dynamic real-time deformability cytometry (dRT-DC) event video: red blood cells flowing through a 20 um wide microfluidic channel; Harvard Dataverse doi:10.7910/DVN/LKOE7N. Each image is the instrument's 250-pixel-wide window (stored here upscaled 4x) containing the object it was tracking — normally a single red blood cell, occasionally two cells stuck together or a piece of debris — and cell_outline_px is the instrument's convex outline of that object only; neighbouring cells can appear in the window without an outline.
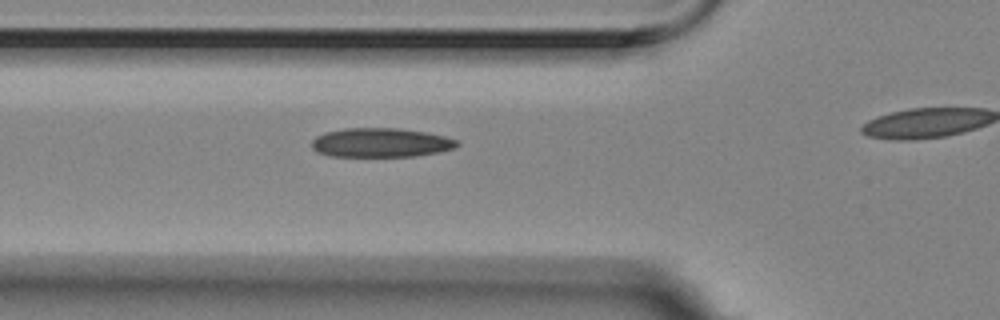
{"species": "Egyptian fruit bat (a non-hibernating species)", "species_latin": "Rousettus aegyptiacus", "temperature_condition": "room temperature", "stored_images_in_passage": 4, "segment_of_instrument_passage": [1, 2], "camera_frame_rate_fps": 3000, "um_per_image_px": 0.085, "animal": {"sex": "female"}, "frame": {"image": 1, "passage_image": 3, "time_ms": 0.667, "image_size_px": [1000, 320], "cell_outline_px": [[460, 144], [456, 148], [440, 152], [412, 156], [328, 156], [316, 152], [312, 148], [312, 140], [316, 136], [324, 132], [344, 128], [400, 128], [428, 132], [444, 136], [456, 140]], "centroid_in_image_um": [32.36, 12.12], "position_along_channel_um": 93.4, "area_um2": 24.91}}